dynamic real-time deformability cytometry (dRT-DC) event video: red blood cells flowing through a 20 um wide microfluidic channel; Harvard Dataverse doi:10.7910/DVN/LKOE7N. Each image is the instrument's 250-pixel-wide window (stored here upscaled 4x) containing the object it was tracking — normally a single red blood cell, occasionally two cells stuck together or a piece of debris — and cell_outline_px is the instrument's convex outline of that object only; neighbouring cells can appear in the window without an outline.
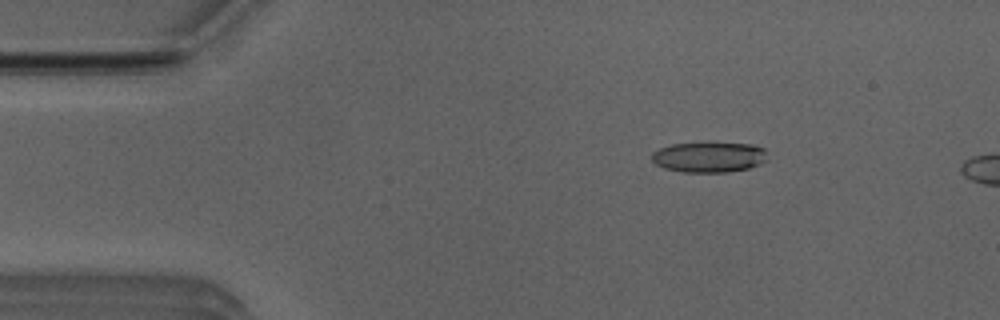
{"species": "Egyptian fruit bat (a non-hibernating species)", "species_latin": "Rousettus aegyptiacus", "temperature_condition": "room temperature", "stored_images_in_passage": 11, "camera_frame_rate_fps": 3000, "um_per_image_px": 0.085, "animal": {"sex": "male"}, "frame": {"image": 1, "passage_image": 7, "time_ms": 2.0, "image_size_px": [1000, 320], "cell_outline_px": [[764, 160], [748, 168], [728, 172], [684, 172], [664, 168], [656, 164], [652, 160], [652, 152], [660, 148], [672, 144], [752, 144], [764, 148]], "centroid_in_image_um": [60.2, 13.37], "position_along_channel_um": 24.8, "area_um2": 19.83}}